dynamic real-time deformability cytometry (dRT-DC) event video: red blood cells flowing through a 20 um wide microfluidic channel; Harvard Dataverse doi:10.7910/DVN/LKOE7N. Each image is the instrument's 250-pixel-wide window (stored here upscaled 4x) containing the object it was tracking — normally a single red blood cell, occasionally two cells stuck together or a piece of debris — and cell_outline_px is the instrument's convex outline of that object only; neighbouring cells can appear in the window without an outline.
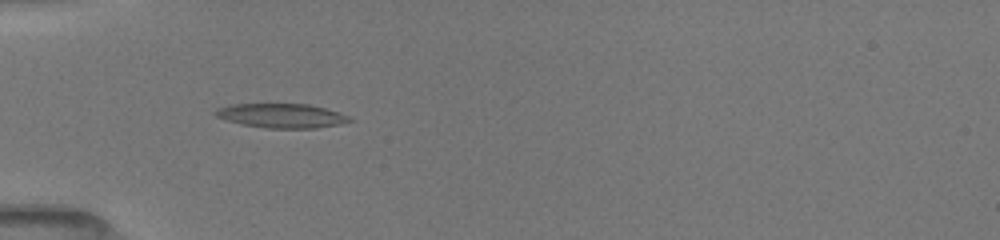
{"species": "common noctule bat (a hibernating species)", "species_latin": "Nyctalus noctula", "temperature_condition": "room temperature", "stored_images_in_passage": 6, "camera_frame_rate_fps": 3000, "um_per_image_px": 0.085, "animal": {"sex": "female", "body_mass_g": 19.5, "forearm_length_mm": 54.1}, "frame": {"image": 1, "passage_image": 3, "time_ms": 1.333, "image_size_px": [1000, 240], "cell_outline_px": [[352, 120], [340, 124], [316, 128], [268, 128], [240, 124], [216, 116], [212, 112], [216, 108], [228, 104], [308, 104], [324, 108], [348, 116]], "centroid_in_image_um": [23.86, 9.83], "position_along_channel_um": 61.1, "area_um2": 18.84}}
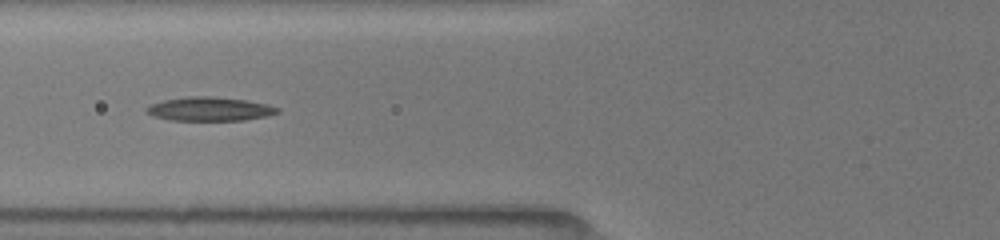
{"frame": {"image": 2, "passage_image": 5, "time_ms": 2.667, "image_size_px": [1000, 240], "cell_outline_px": [[280, 112], [268, 116], [244, 120], [168, 120], [152, 116], [144, 112], [144, 108], [148, 104], [164, 100], [184, 96], [212, 96], [248, 100], [268, 104], [280, 108]], "centroid_in_image_um": [17.79, 9.26], "position_along_channel_um": 108.0, "area_um2": 18.61}}